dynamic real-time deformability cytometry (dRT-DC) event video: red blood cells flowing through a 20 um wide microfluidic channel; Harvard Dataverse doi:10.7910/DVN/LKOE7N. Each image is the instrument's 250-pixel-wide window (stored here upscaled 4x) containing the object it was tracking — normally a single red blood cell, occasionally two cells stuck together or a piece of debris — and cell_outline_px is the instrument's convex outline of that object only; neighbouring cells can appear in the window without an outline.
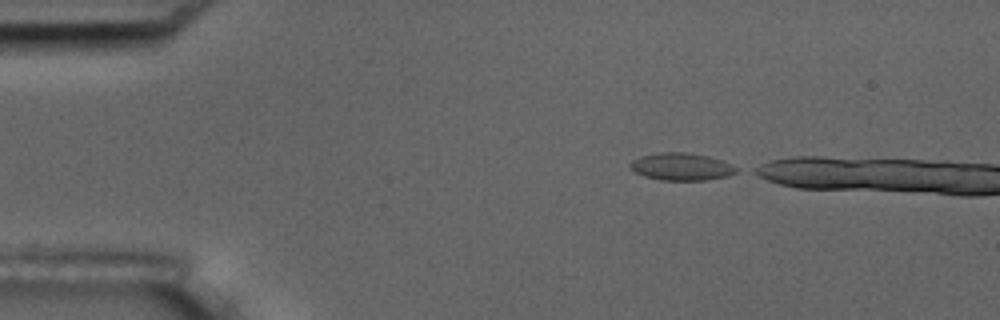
{"species": "common noctule bat (a hibernating species)", "species_latin": "Nyctalus noctula", "temperature_condition": "room temperature", "stored_images_in_passage": 2, "camera_frame_rate_fps": 3000, "um_per_image_px": 0.085, "animal": {"sex": "male", "body_mass_g": 17.5, "forearm_length_mm": 52.3}, "frame": {"image": 1, "passage_image": 1, "time_ms": 0.0, "image_size_px": [1000, 320], "cell_outline_px": [[740, 168], [736, 172], [728, 176], [704, 180], [660, 180], [644, 176], [628, 168], [628, 164], [632, 160], [640, 156], [660, 152], [688, 152], [708, 156], [732, 164]], "centroid_in_image_um": [57.9, 14.16], "position_along_channel_um": 27.1, "area_um2": 17.11}}